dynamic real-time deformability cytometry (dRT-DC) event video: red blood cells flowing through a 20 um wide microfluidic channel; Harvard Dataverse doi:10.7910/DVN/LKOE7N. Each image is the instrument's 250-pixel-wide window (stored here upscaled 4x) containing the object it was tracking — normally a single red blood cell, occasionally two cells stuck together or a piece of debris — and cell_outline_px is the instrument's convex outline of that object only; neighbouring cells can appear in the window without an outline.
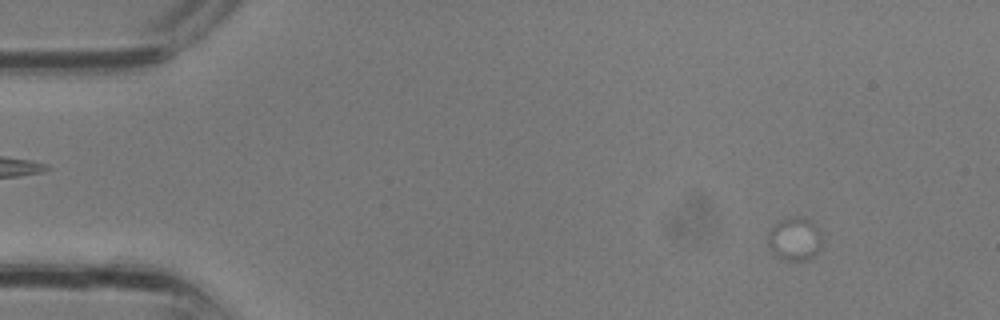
{"species": "common noctule bat (a hibernating species)", "species_latin": "Nyctalus noctula", "temperature_condition": "room temperature", "stored_images_in_passage": 11, "camera_frame_rate_fps": 3000, "um_per_image_px": 0.085, "animal": {"sex": "male", "body_mass_g": 13.3}, "frame": {"image": 1, "passage_image": 4, "time_ms": 1.0, "image_size_px": [1000, 320], "cell_outline_px": [[820, 248], [812, 256], [804, 260], [784, 260], [776, 256], [768, 244], [768, 232], [780, 220], [800, 216], [804, 216], [820, 232]], "centroid_in_image_um": [67.52, 20.32], "position_along_channel_um": 17.5, "area_um2": 13.18}}